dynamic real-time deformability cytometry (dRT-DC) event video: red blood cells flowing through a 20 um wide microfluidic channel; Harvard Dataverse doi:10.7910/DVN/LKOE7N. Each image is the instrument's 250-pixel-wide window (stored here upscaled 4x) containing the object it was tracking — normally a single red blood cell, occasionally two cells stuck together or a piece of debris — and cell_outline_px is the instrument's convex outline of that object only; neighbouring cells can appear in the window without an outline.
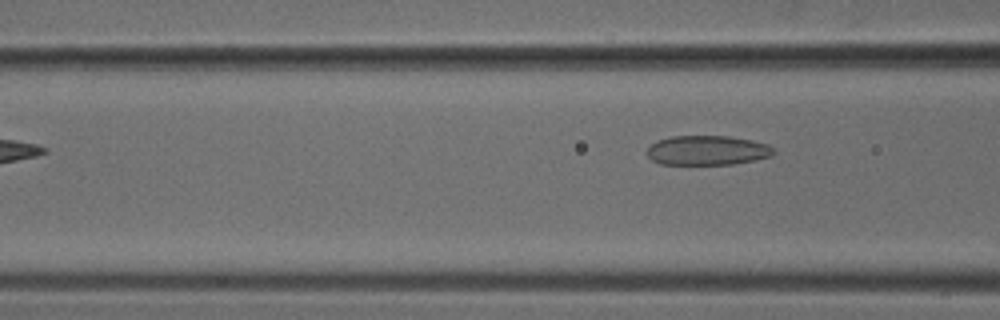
{"species": "common noctule bat (a hibernating species)", "species_latin": "Nyctalus noctula", "temperature_condition": "cold", "stored_images_in_passage": 6, "camera_frame_rate_fps": 3000, "um_per_image_px": 0.085, "animal": {"sex": "male", "body_mass_g": 18.8}, "frame": {"image": 1, "passage_image": 6, "time_ms": 1.667, "image_size_px": [1000, 320], "cell_outline_px": [[776, 152], [772, 156], [756, 160], [732, 164], [660, 164], [652, 160], [644, 152], [656, 140], [672, 136], [728, 136], [752, 140], [768, 144]], "centroid_in_image_um": [60.12, 12.78], "position_along_channel_um": 106.5, "area_um2": 21.96}}